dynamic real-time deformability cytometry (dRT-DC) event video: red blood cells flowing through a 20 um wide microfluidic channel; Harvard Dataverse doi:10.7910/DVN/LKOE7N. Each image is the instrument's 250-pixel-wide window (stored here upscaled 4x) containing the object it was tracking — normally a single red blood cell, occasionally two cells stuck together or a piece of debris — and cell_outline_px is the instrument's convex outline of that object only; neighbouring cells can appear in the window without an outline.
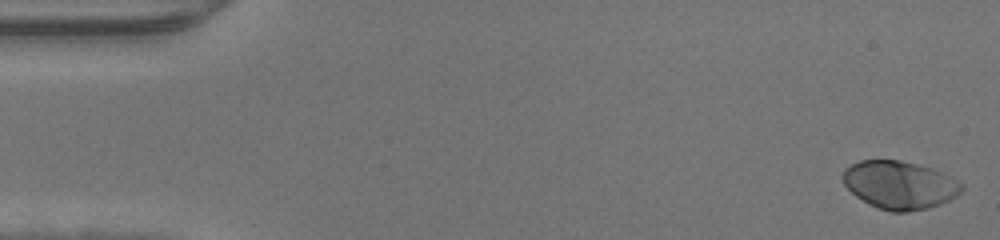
{"species": "human", "species_latin": "Homo sapiens", "temperature_condition": "warm", "stored_images_in_passage": 47, "camera_frame_rate_fps": 3000, "um_per_image_px": 0.085, "donor": {"sex": "male"}, "frame": {"image": 1, "passage_image": 1, "time_ms": 0.0, "image_size_px": [1000, 240], "cell_outline_px": [[964, 188], [956, 196], [940, 204], [928, 208], [908, 212], [892, 212], [868, 204], [856, 196], [844, 184], [840, 176], [844, 168], [860, 160], [900, 160], [932, 168], [964, 184]], "centroid_in_image_um": [76.44, 15.72], "position_along_channel_um": 8.6, "area_um2": 33.23}}
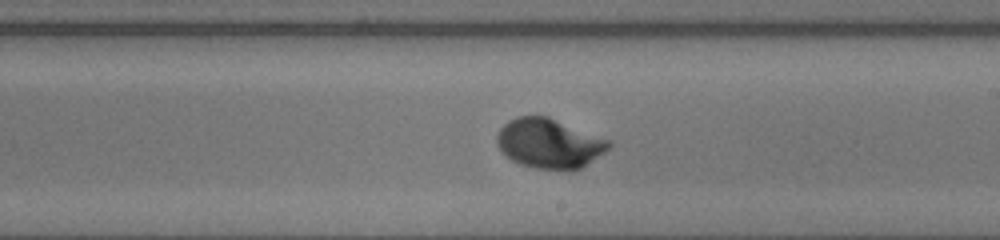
{"frame": {"image": 2, "passage_image": 27, "time_ms": 8.667, "image_size_px": [1000, 240], "cell_outline_px": [[612, 144], [604, 152], [580, 168], [572, 172], [532, 168], [520, 164], [512, 160], [496, 144], [496, 136], [500, 128], [508, 120], [516, 116], [548, 116], [612, 140]], "centroid_in_image_um": [46.7, 12.2], "position_along_channel_um": 242.3, "area_um2": 32.77}}
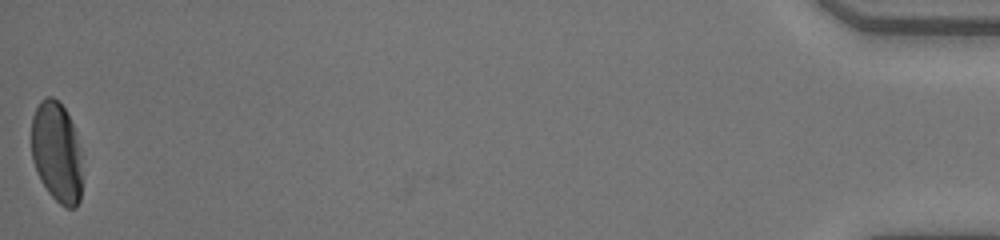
{"frame": {"image": 3, "passage_image": 47, "time_ms": 15.333, "image_size_px": [1000, 240], "cell_outline_px": [[80, 200], [76, 208], [68, 208], [60, 204], [48, 192], [40, 180], [36, 172], [32, 160], [32, 116], [40, 100], [48, 96], [52, 96], [64, 108], [72, 124], [80, 148]], "centroid_in_image_um": [4.79, 12.95], "position_along_channel_um": 430.4, "area_um2": 29.54}}